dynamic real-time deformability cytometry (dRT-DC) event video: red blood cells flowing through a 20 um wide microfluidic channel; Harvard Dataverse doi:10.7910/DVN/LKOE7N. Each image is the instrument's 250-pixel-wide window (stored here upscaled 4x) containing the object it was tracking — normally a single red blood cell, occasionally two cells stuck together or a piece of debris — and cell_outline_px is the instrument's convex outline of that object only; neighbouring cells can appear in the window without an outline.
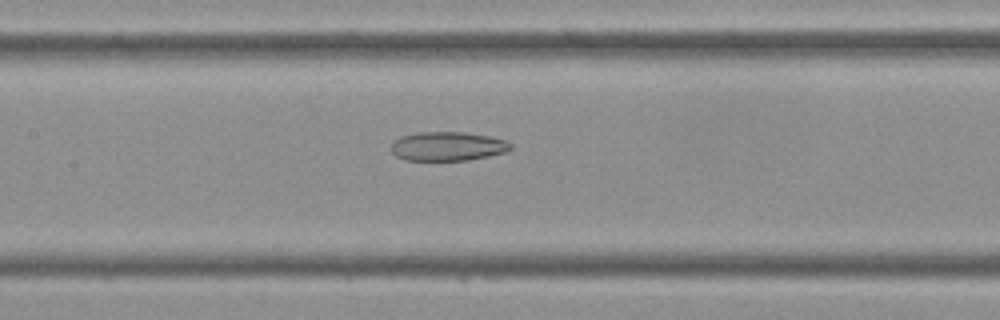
{"species": "Egyptian fruit bat (a non-hibernating species)", "species_latin": "Rousettus aegyptiacus", "temperature_condition": "cold", "stored_images_in_passage": 44, "camera_frame_rate_fps": 3000, "um_per_image_px": 0.085, "frame": {"image": 1, "passage_image": 20, "time_ms": 6.333, "image_size_px": [1000, 320], "cell_outline_px": [[512, 148], [504, 152], [488, 156], [468, 160], [404, 160], [396, 156], [392, 152], [392, 144], [400, 136], [416, 132], [464, 132], [488, 136], [508, 140], [512, 144]], "centroid_in_image_um": [38.06, 12.43], "position_along_channel_um": 169.3, "area_um2": 20.23}}
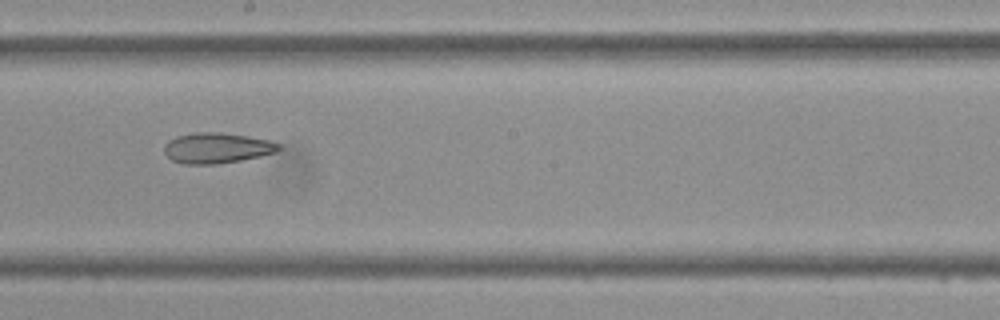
{"frame": {"image": 2, "passage_image": 24, "time_ms": 7.667, "image_size_px": [1000, 320], "cell_outline_px": [[280, 148], [276, 152], [260, 156], [240, 160], [216, 164], [184, 164], [172, 160], [164, 152], [164, 144], [168, 140], [176, 136], [196, 132], [220, 132], [248, 136], [268, 140], [280, 144]], "centroid_in_image_um": [18.41, 12.57], "position_along_channel_um": 229.8, "area_um2": 20.35}}
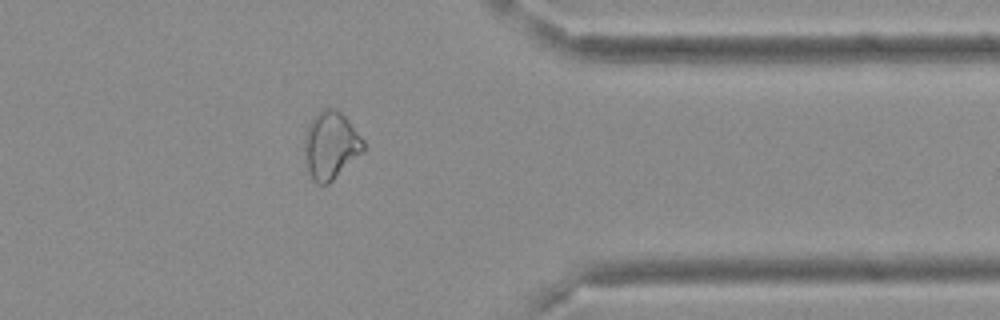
{"frame": {"image": 3, "passage_image": 35, "time_ms": 11.333, "image_size_px": [1000, 320], "cell_outline_px": [[364, 152], [328, 184], [316, 184], [312, 180], [304, 164], [304, 132], [308, 124], [324, 108], [336, 108], [348, 120], [364, 140]], "centroid_in_image_um": [28.09, 12.39], "position_along_channel_um": 383.3, "area_um2": 23.47}}